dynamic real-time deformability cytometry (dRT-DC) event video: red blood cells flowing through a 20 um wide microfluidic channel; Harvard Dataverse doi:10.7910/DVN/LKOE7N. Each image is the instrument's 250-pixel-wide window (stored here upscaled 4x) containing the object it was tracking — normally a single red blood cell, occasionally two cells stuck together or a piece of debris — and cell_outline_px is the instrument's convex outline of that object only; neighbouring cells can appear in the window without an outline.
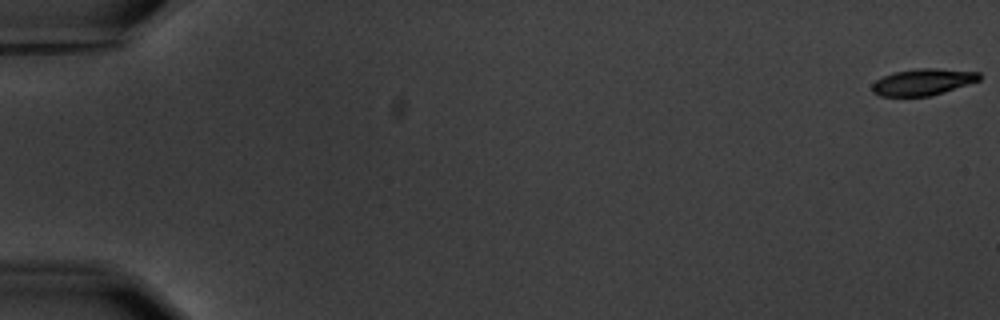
{"species": "common noctule bat (a hibernating species)", "species_latin": "Nyctalus noctula", "temperature_condition": "warm", "stored_images_in_passage": 6, "camera_frame_rate_fps": 3000, "um_per_image_px": 0.085, "animal": {"sex": "male", "body_mass_g": 20.1, "forearm_length_mm": 53.5}, "frame": {"image": 1, "passage_image": 1, "time_ms": 0.0, "image_size_px": [1000, 320], "cell_outline_px": [[980, 80], [944, 92], [928, 96], [880, 96], [872, 92], [872, 84], [876, 80], [892, 72], [920, 68], [936, 68], [980, 72]], "centroid_in_image_um": [78.43, 6.96], "position_along_channel_um": 6.6, "area_um2": 16.53}}
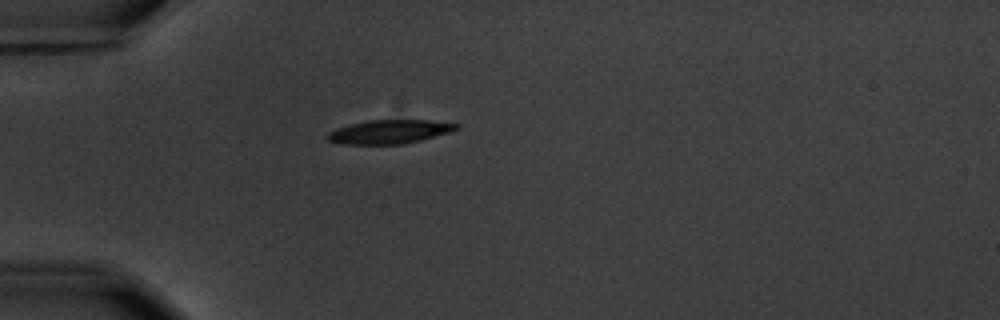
{"frame": {"image": 2, "passage_image": 5, "time_ms": 5.667, "image_size_px": [1000, 320], "cell_outline_px": [[460, 128], [452, 132], [404, 144], [344, 144], [328, 140], [328, 132], [336, 128], [368, 120], [428, 120], [460, 124]], "centroid_in_image_um": [33.16, 11.19], "position_along_channel_um": 51.8, "area_um2": 17.8}}